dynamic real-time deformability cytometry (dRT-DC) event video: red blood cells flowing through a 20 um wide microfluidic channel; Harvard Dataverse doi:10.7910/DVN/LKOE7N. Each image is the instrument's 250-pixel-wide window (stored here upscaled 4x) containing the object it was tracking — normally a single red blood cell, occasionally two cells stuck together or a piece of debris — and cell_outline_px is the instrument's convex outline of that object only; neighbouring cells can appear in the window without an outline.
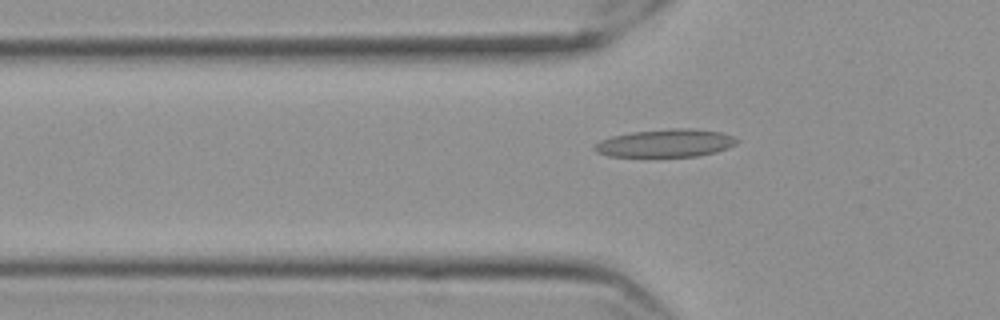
{"species": "Egyptian fruit bat (a non-hibernating species)", "species_latin": "Rousettus aegyptiacus", "temperature_condition": "cold", "stored_images_in_passage": 40, "camera_frame_rate_fps": 3000, "um_per_image_px": 0.085, "frame": {"image": 1, "passage_image": 8, "time_ms": 2.333, "image_size_px": [1000, 320], "cell_outline_px": [[740, 140], [736, 144], [728, 148], [716, 152], [696, 156], [608, 156], [596, 152], [592, 148], [592, 144], [600, 140], [612, 136], [632, 132], [668, 128], [692, 128], [724, 132]], "centroid_in_image_um": [56.57, 12.15], "position_along_channel_um": 69.2, "area_um2": 23.35}}
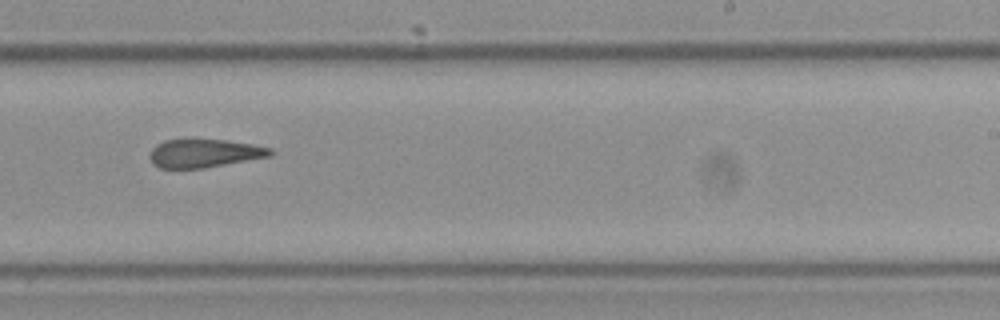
{"frame": {"image": 2, "passage_image": 25, "time_ms": 8.0, "image_size_px": [1000, 320], "cell_outline_px": [[276, 152], [272, 156], [204, 168], [160, 168], [152, 164], [148, 156], [152, 148], [156, 144], [164, 140], [224, 140], [252, 144], [272, 148]], "centroid_in_image_um": [17.38, 13.04], "position_along_channel_um": 271.6, "area_um2": 20.0}}
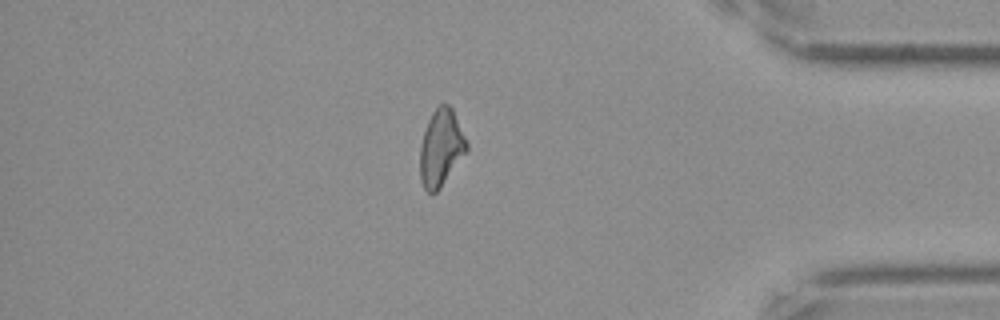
{"frame": {"image": 3, "passage_image": 38, "time_ms": 12.333, "image_size_px": [1000, 320], "cell_outline_px": [[468, 148], [440, 188], [436, 192], [428, 192], [424, 188], [420, 180], [420, 144], [428, 120], [432, 112], [440, 104], [448, 104], [452, 108], [468, 144]], "centroid_in_image_um": [37.46, 12.56], "position_along_channel_um": 397.7, "area_um2": 20.52}}